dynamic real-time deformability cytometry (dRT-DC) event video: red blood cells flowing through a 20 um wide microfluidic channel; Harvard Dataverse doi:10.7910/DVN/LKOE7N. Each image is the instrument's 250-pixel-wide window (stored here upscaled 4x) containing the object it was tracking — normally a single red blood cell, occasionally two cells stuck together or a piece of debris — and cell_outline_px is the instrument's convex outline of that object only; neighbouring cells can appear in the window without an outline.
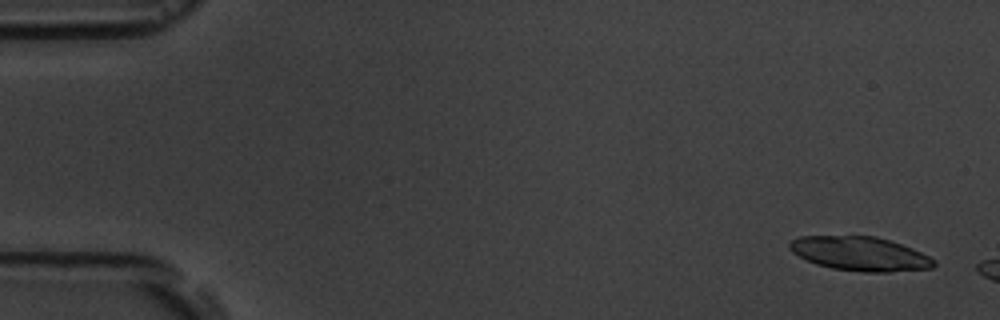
{"species": "common noctule bat (a hibernating species)", "species_latin": "Nyctalus noctula", "temperature_condition": "room temperature", "stored_images_in_passage": 4, "camera_frame_rate_fps": 3000, "um_per_image_px": 0.085, "animal": {"sex": "male", "body_mass_g": 19.5, "forearm_length_mm": 54.6}, "frame": {"image": 1, "passage_image": 1, "time_ms": 0.0, "image_size_px": [1000, 320], "cell_outline_px": [[936, 264], [932, 268], [888, 272], [864, 272], [832, 268], [816, 264], [792, 252], [788, 248], [788, 244], [792, 240], [800, 236], [876, 236], [912, 248], [936, 260]], "centroid_in_image_um": [73.1, 21.57], "position_along_channel_um": 11.9, "area_um2": 28.5}}